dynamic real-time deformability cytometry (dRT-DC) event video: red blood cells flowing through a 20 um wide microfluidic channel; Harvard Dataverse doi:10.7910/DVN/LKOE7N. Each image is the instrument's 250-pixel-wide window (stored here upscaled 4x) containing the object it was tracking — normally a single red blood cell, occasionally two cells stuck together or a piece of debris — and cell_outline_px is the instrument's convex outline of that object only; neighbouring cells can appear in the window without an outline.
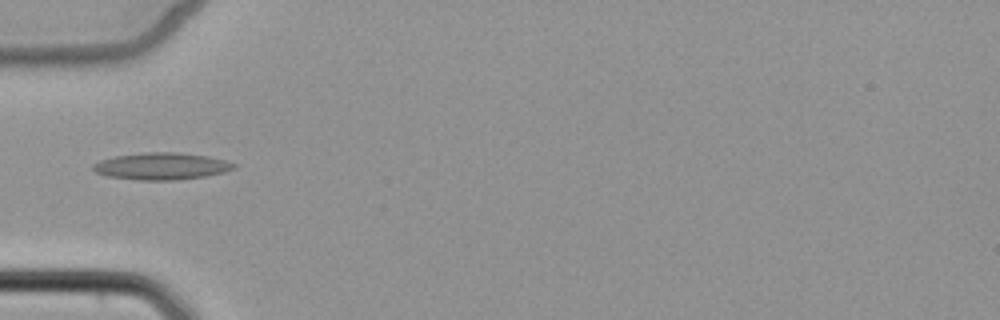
{"species": "common noctule bat (a hibernating species)", "species_latin": "Nyctalus noctula", "temperature_condition": "cold", "stored_images_in_passage": 2, "camera_frame_rate_fps": 3000, "um_per_image_px": 0.085, "animal": {"sex": "female", "body_mass_g": 22.7, "forearm_length_mm": 54.2}, "frame": {"image": 1, "passage_image": 1, "time_ms": 0.0, "image_size_px": [1000, 320], "cell_outline_px": [[236, 168], [224, 172], [204, 176], [176, 180], [136, 180], [108, 176], [96, 172], [92, 168], [92, 164], [100, 160], [116, 156], [144, 152], [176, 152], [208, 156], [224, 160], [236, 164]], "centroid_in_image_um": [13.72, 14.12], "position_along_channel_um": 71.3, "area_um2": 22.08}}
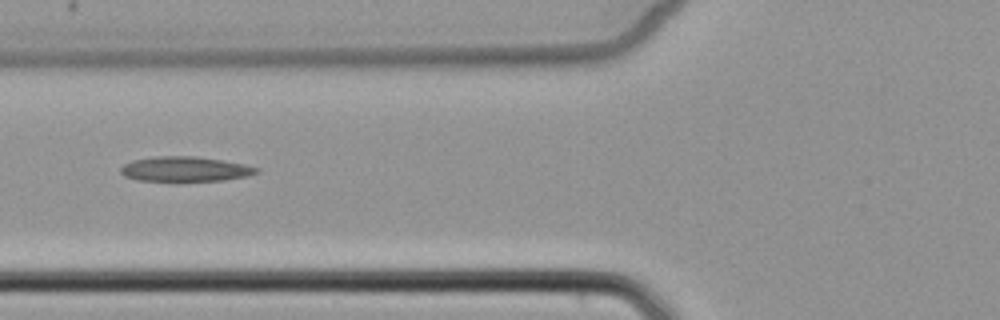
{"frame": {"image": 2, "passage_image": 2, "time_ms": 1.0, "image_size_px": [1000, 320], "cell_outline_px": [[260, 172], [248, 176], [224, 180], [136, 180], [124, 176], [120, 172], [120, 168], [124, 164], [132, 160], [156, 156], [196, 156], [244, 164], [260, 168]], "centroid_in_image_um": [15.74, 14.36], "position_along_channel_um": 110.1, "area_um2": 19.54}}